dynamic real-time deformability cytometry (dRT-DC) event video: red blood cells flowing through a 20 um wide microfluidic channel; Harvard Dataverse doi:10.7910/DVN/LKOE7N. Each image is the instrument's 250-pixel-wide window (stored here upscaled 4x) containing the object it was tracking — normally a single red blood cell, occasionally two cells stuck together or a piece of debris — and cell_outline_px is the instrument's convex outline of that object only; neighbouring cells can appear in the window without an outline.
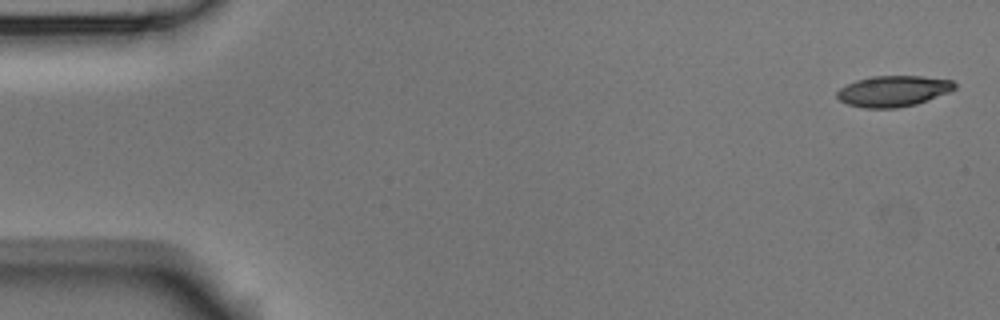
{"species": "Egyptian fruit bat (a non-hibernating species)", "species_latin": "Rousettus aegyptiacus", "temperature_condition": "room temperature", "stored_images_in_passage": 5, "segment_of_instrument_passage": [1, 2], "camera_frame_rate_fps": 3000, "um_per_image_px": 0.085, "animal": {"sex": "male"}, "frame": {"image": 1, "passage_image": 1, "time_ms": 0.0, "image_size_px": [1000, 320], "cell_outline_px": [[956, 88], [948, 92], [916, 104], [896, 108], [864, 108], [848, 104], [840, 100], [836, 96], [836, 92], [840, 88], [856, 80], [872, 76], [924, 76], [952, 80], [956, 84]], "centroid_in_image_um": [75.92, 7.74], "position_along_channel_um": 9.1, "area_um2": 21.1}}
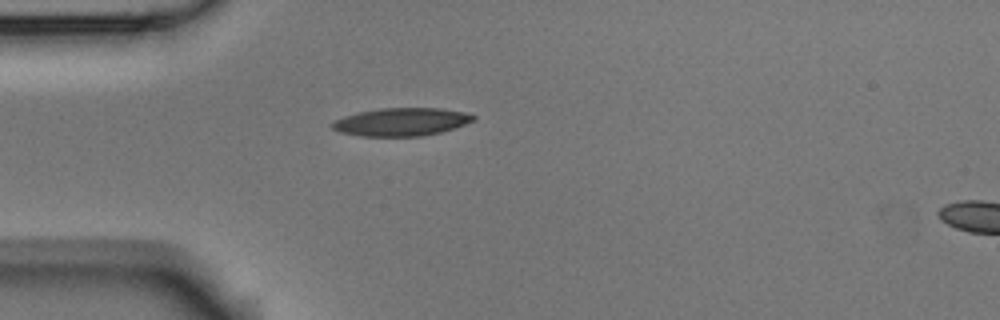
{"frame": {"image": 2, "passage_image": 4, "time_ms": 1.0, "image_size_px": [1000, 320], "cell_outline_px": [[476, 120], [440, 132], [420, 136], [360, 136], [340, 132], [332, 128], [328, 124], [344, 116], [356, 112], [380, 108], [440, 108], [464, 112], [476, 116]], "centroid_in_image_um": [34.08, 10.35], "position_along_channel_um": 50.9, "area_um2": 23.0}}